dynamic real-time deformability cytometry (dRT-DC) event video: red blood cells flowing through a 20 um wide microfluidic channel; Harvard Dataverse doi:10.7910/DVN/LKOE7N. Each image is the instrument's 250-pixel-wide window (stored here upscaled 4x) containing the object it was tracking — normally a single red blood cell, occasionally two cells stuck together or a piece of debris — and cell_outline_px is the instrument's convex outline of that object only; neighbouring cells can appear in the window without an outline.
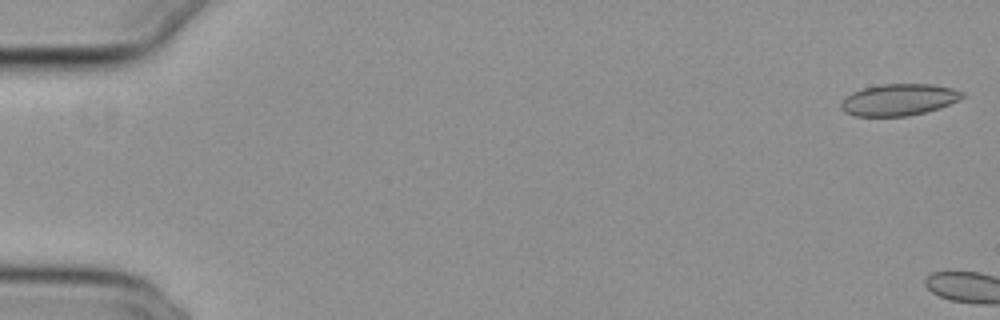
{"species": "common noctule bat (a hibernating species)", "species_latin": "Nyctalus noctula", "temperature_condition": "cold", "stored_images_in_passage": 8, "camera_frame_rate_fps": 3000, "um_per_image_px": 0.085, "animal": {"sex": "female", "body_mass_g": 29.2, "forearm_length_mm": 56.3}, "frame": {"image": 1, "passage_image": 1, "time_ms": 0.0, "image_size_px": [1000, 320], "cell_outline_px": [[964, 96], [960, 100], [940, 108], [908, 116], [856, 116], [844, 112], [840, 108], [840, 104], [844, 96], [852, 92], [864, 88], [880, 84], [932, 84], [952, 88], [964, 92]], "centroid_in_image_um": [76.39, 8.47], "position_along_channel_um": 8.6, "area_um2": 22.54}}